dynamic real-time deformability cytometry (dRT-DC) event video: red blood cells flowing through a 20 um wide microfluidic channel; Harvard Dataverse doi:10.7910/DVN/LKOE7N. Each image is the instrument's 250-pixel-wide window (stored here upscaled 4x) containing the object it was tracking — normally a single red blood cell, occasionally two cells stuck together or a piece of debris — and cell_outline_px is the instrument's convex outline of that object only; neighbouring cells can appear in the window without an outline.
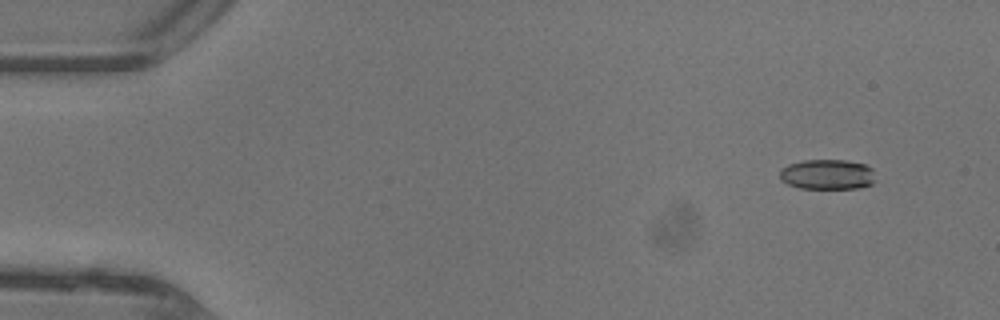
{"species": "common noctule bat (a hibernating species)", "species_latin": "Nyctalus noctula", "temperature_condition": "warm", "stored_images_in_passage": 46, "camera_frame_rate_fps": 3000, "um_per_image_px": 0.085, "animal": {"sex": "female"}, "frame": {"image": 1, "passage_image": 2, "time_ms": 0.333, "image_size_px": [1000, 320], "cell_outline_px": [[876, 180], [872, 184], [860, 188], [800, 188], [788, 184], [780, 180], [780, 168], [788, 164], [804, 160], [844, 160], [864, 164], [872, 168]], "centroid_in_image_um": [70.32, 14.82], "position_along_channel_um": 14.7, "area_um2": 16.94}}
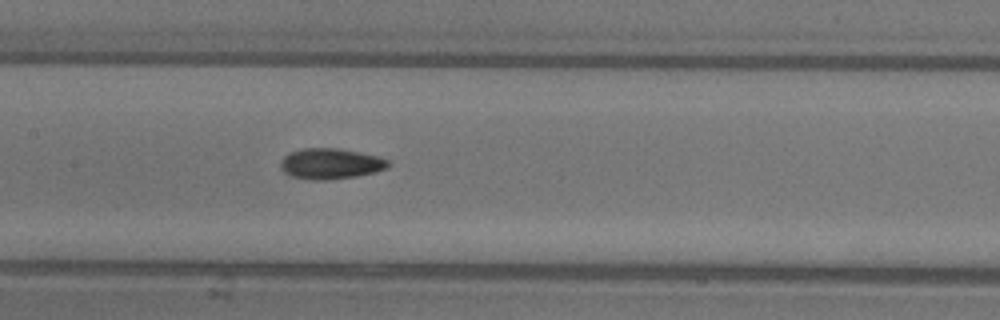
{"frame": {"image": 2, "passage_image": 21, "time_ms": 6.667, "image_size_px": [1000, 320], "cell_outline_px": [[388, 168], [376, 172], [356, 176], [328, 180], [312, 180], [292, 176], [284, 172], [280, 168], [280, 160], [288, 152], [304, 148], [336, 148], [376, 156], [388, 160]], "centroid_in_image_um": [28.05, 13.92], "position_along_channel_um": 179.3, "area_um2": 19.19}}
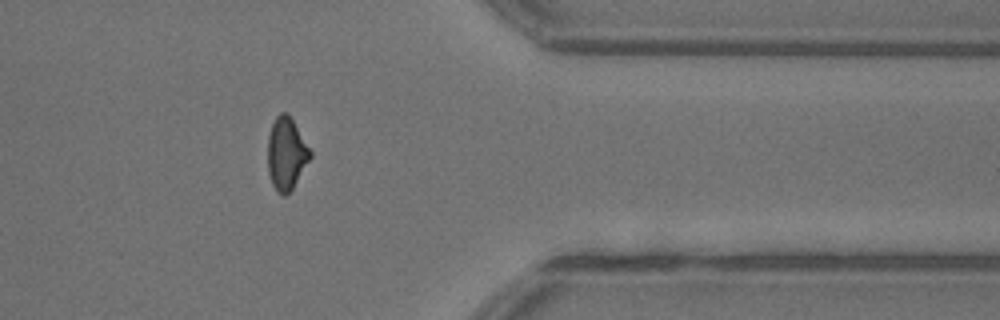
{"frame": {"image": 3, "passage_image": 36, "time_ms": 11.667, "image_size_px": [1000, 320], "cell_outline_px": [[312, 156], [292, 188], [284, 196], [276, 192], [272, 184], [268, 172], [268, 136], [272, 124], [276, 116], [280, 112], [288, 112], [312, 152]], "centroid_in_image_um": [24.33, 13.04], "position_along_channel_um": 387.1, "area_um2": 17.86}, "authors_computed_cell_mechanics": {"area_um2": 17.8891, "velocity_mm_per_s": 4.4848, "shape_relaxation_time_tau1_ms": 6.1387, "shape_relaxation_time_tau2_ms": 2.2948, "deformation_change_tau1": 0.1898, "deformation_change_tau2": 0.0831}}